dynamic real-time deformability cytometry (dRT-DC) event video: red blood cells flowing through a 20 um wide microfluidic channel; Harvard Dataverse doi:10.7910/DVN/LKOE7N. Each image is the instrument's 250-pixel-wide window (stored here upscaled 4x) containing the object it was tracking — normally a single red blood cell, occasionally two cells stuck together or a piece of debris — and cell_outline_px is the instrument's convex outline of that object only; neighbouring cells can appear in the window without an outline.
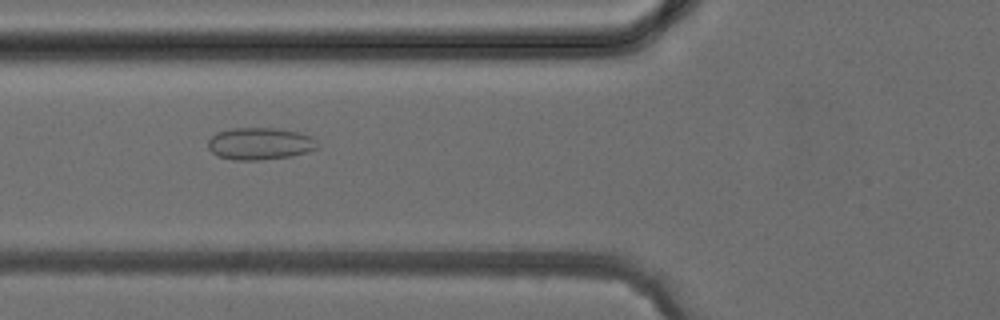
{"species": "common noctule bat (a hibernating species)", "species_latin": "Nyctalus noctula", "temperature_condition": "cold", "stored_images_in_passage": 3, "camera_frame_rate_fps": 3000, "um_per_image_px": 0.085, "animal": {"sex": "female", "body_mass_g": 24.6, "forearm_length_mm": 56.2}, "frame": {"image": 1, "passage_image": 3, "time_ms": 2.333, "image_size_px": [1000, 320], "cell_outline_px": [[316, 148], [308, 152], [292, 156], [260, 160], [232, 160], [216, 156], [208, 148], [208, 140], [216, 132], [232, 128], [276, 128], [300, 132], [316, 140]], "centroid_in_image_um": [22.05, 12.21], "position_along_channel_um": 103.8, "area_um2": 20.58}}